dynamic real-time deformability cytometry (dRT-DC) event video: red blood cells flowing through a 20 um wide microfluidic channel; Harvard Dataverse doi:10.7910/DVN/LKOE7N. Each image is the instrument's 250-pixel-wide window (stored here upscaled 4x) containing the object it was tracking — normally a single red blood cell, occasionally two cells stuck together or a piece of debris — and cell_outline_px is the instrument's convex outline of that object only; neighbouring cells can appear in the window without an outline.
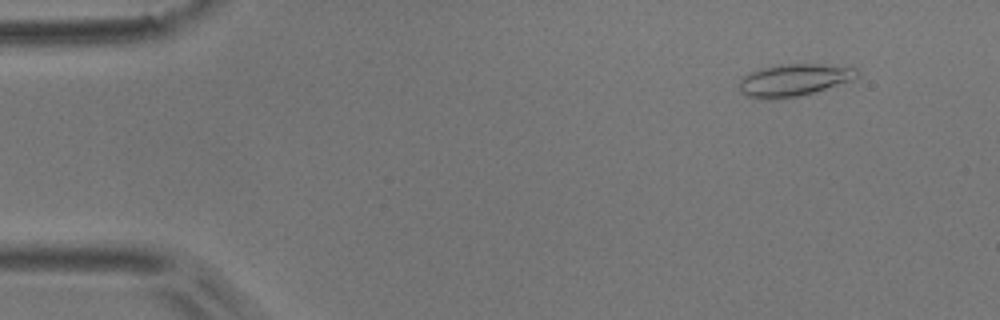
{"species": "common noctule bat (a hibernating species)", "species_latin": "Nyctalus noctula", "temperature_condition": "room temperature", "stored_images_in_passage": 4, "camera_frame_rate_fps": 3000, "um_per_image_px": 0.085, "animal": {"sex": "male", "body_mass_g": 17.9}, "frame": {"image": 1, "passage_image": 2, "time_ms": 0.333, "image_size_px": [1000, 320], "cell_outline_px": [[860, 76], [852, 80], [812, 92], [796, 96], [776, 100], [768, 100], [748, 96], [740, 92], [740, 80], [748, 72], [760, 68], [780, 64], [816, 64], [856, 68]], "centroid_in_image_um": [67.44, 6.8], "position_along_channel_um": 17.6, "area_um2": 21.96}}